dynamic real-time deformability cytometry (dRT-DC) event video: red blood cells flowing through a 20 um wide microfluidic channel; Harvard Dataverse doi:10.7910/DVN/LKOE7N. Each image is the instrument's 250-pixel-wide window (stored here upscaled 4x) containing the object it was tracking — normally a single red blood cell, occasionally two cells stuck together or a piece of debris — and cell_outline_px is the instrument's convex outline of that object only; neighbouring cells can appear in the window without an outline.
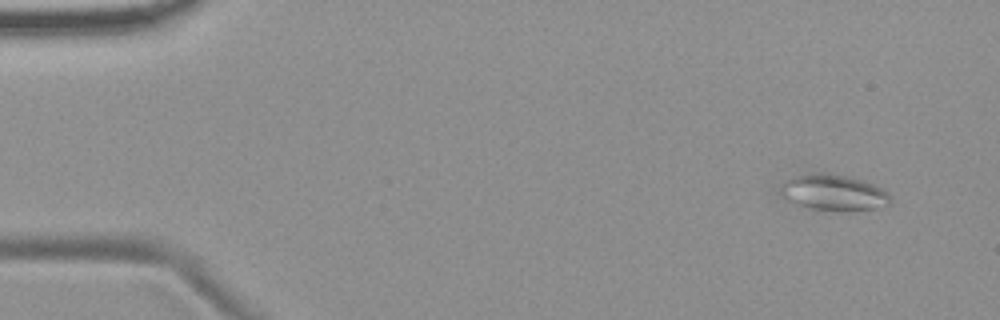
{"species": "common noctule bat (a hibernating species)", "species_latin": "Nyctalus noctula", "temperature_condition": "room temperature", "stored_images_in_passage": 5, "camera_frame_rate_fps": 3000, "um_per_image_px": 0.085, "animal": {"sex": "female", "body_mass_g": 19.9}, "frame": {"image": 1, "passage_image": 1, "time_ms": 0.0, "image_size_px": [1000, 320], "cell_outline_px": [[888, 204], [876, 208], [812, 208], [784, 200], [776, 192], [788, 180], [796, 176], [812, 172], [828, 172], [860, 180], [884, 188], [888, 192]], "centroid_in_image_um": [70.76, 16.31], "position_along_channel_um": 14.2, "area_um2": 22.14}}